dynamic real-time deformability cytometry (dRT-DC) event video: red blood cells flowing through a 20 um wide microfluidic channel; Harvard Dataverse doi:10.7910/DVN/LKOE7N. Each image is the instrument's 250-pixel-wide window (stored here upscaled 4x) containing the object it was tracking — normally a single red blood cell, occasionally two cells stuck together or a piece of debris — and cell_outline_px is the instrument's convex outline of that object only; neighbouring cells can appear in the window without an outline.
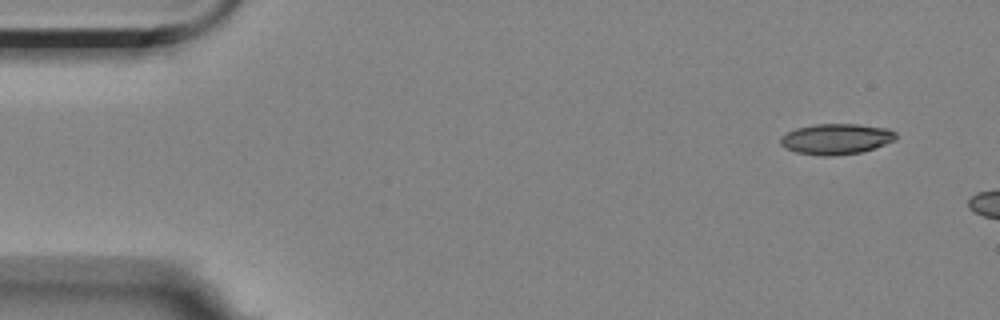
{"species": "Egyptian fruit bat (a non-hibernating species)", "species_latin": "Rousettus aegyptiacus", "temperature_condition": "room temperature", "stored_images_in_passage": 3, "camera_frame_rate_fps": 3000, "um_per_image_px": 0.085, "animal": {"sex": "female"}, "frame": {"image": 1, "passage_image": 1, "time_ms": 0.0, "image_size_px": [1000, 320], "cell_outline_px": [[896, 140], [860, 152], [832, 156], [824, 156], [796, 152], [780, 144], [780, 136], [796, 128], [816, 124], [856, 124], [888, 128], [896, 132]], "centroid_in_image_um": [71.08, 11.8], "position_along_channel_um": 13.9, "area_um2": 20.46}}